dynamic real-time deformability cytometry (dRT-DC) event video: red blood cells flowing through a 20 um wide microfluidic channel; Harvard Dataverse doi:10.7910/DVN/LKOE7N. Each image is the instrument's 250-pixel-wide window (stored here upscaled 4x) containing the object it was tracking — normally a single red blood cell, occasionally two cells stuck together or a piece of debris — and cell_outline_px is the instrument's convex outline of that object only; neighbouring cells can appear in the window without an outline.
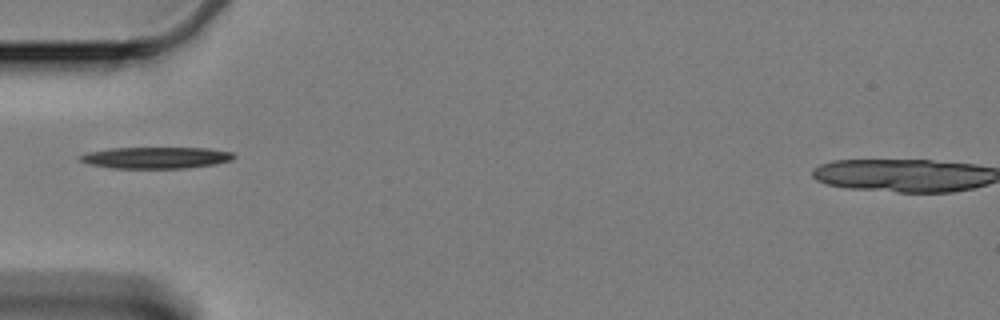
{"species": "Egyptian fruit bat (a non-hibernating species)", "species_latin": "Rousettus aegyptiacus", "temperature_condition": "cold", "stored_images_in_passage": 42, "camera_frame_rate_fps": 3000, "um_per_image_px": 0.085, "animal": {"sex": "female"}, "frame": {"image": 1, "passage_image": 1, "time_ms": 0.0, "image_size_px": [1000, 320], "cell_outline_px": [[236, 156], [232, 160], [216, 164], [184, 168], [112, 168], [88, 164], [80, 160], [80, 156], [88, 152], [108, 148], [208, 148], [232, 152]], "centroid_in_image_um": [13.28, 13.4], "position_along_channel_um": 71.7, "area_um2": 19.25}}
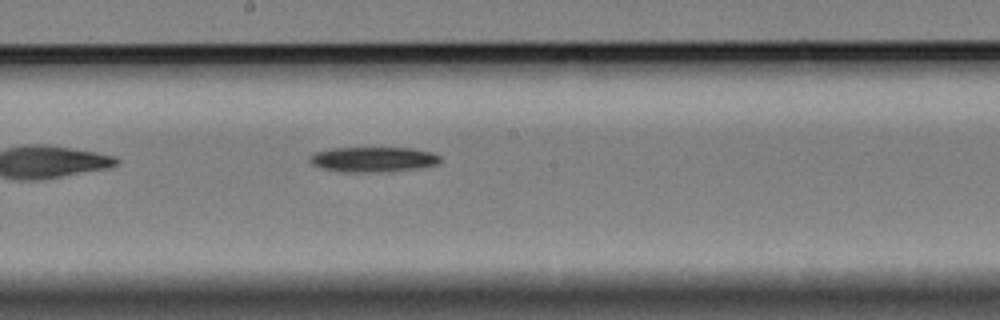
{"frame": {"image": 2, "passage_image": 14, "time_ms": 4.333, "image_size_px": [1000, 320], "cell_outline_px": [[440, 160], [436, 164], [420, 168], [388, 172], [340, 172], [320, 168], [312, 164], [308, 160], [308, 156], [312, 152], [332, 148], [412, 148], [432, 152], [440, 156]], "centroid_in_image_um": [31.66, 13.55], "position_along_channel_um": 216.5, "area_um2": 19.42}}
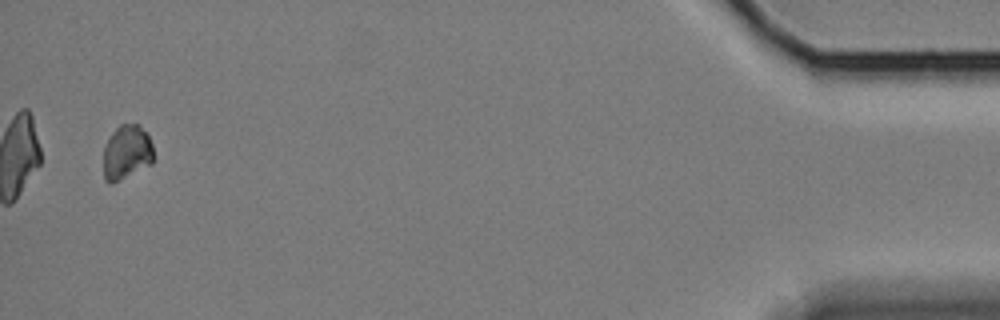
{"frame": {"image": 3, "passage_image": 40, "time_ms": 13.0, "image_size_px": [1000, 320], "cell_outline_px": [[152, 164], [112, 184], [104, 180], [104, 144], [108, 136], [120, 124], [136, 124], [148, 136], [152, 144]], "centroid_in_image_um": [10.73, 12.96], "position_along_channel_um": 424.5, "area_um2": 15.84}, "authors_computed_cell_mechanics": {"area_um2": 18.2359, "velocity_mm_per_s": 3.3176, "shape_relaxation_time_tau1_ms": 1.6799, "shape_relaxation_time_tau2_ms": null, "deformation_change_tau1": 0.0866, "deformation_change_tau2": null}}